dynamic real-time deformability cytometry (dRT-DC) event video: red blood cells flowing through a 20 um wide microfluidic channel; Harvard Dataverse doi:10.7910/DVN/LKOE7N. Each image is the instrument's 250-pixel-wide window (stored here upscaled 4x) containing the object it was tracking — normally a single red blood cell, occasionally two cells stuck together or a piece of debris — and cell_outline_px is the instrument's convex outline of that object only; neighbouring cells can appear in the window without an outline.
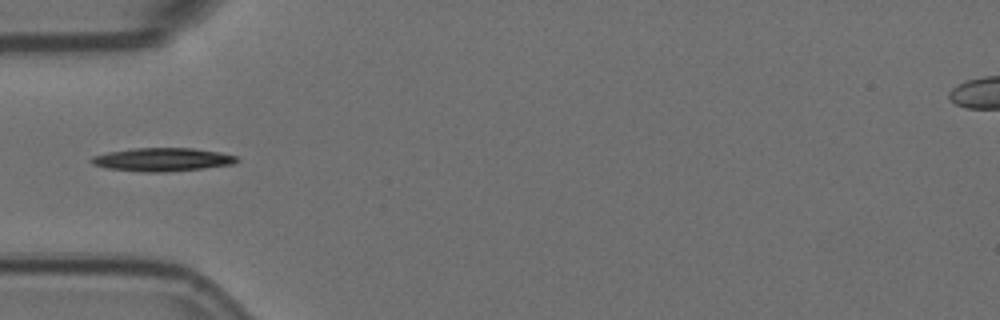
{"species": "Egyptian fruit bat (a non-hibernating species)", "species_latin": "Rousettus aegyptiacus", "temperature_condition": "room temperature", "stored_images_in_passage": 5, "camera_frame_rate_fps": 3000, "um_per_image_px": 0.085, "animal": {"sex": "female"}, "frame": {"image": 1, "passage_image": 5, "time_ms": 1.333, "image_size_px": [1000, 320], "cell_outline_px": [[240, 160], [236, 164], [204, 168], [168, 172], [144, 172], [104, 168], [92, 164], [88, 160], [92, 156], [108, 152], [136, 148], [192, 148], [220, 152], [236, 156]], "centroid_in_image_um": [13.8, 13.57], "position_along_channel_um": 71.2, "area_um2": 20.0}}